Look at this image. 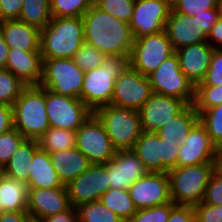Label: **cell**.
I'll return each mask as SVG.
<instances>
[{
    "label": "cell",
    "instance_id": "obj_1",
    "mask_svg": "<svg viewBox=\"0 0 222 222\" xmlns=\"http://www.w3.org/2000/svg\"><path fill=\"white\" fill-rule=\"evenodd\" d=\"M85 43L106 56L129 58L134 38L129 23L93 6L82 16Z\"/></svg>",
    "mask_w": 222,
    "mask_h": 222
},
{
    "label": "cell",
    "instance_id": "obj_2",
    "mask_svg": "<svg viewBox=\"0 0 222 222\" xmlns=\"http://www.w3.org/2000/svg\"><path fill=\"white\" fill-rule=\"evenodd\" d=\"M84 43L82 17H52L41 29L42 59L73 58Z\"/></svg>",
    "mask_w": 222,
    "mask_h": 222
},
{
    "label": "cell",
    "instance_id": "obj_3",
    "mask_svg": "<svg viewBox=\"0 0 222 222\" xmlns=\"http://www.w3.org/2000/svg\"><path fill=\"white\" fill-rule=\"evenodd\" d=\"M13 128L26 139L38 140L50 128L45 88L26 86L13 106Z\"/></svg>",
    "mask_w": 222,
    "mask_h": 222
},
{
    "label": "cell",
    "instance_id": "obj_4",
    "mask_svg": "<svg viewBox=\"0 0 222 222\" xmlns=\"http://www.w3.org/2000/svg\"><path fill=\"white\" fill-rule=\"evenodd\" d=\"M128 65V58L107 56L100 67L85 71L81 100L93 113L111 104L115 82Z\"/></svg>",
    "mask_w": 222,
    "mask_h": 222
},
{
    "label": "cell",
    "instance_id": "obj_5",
    "mask_svg": "<svg viewBox=\"0 0 222 222\" xmlns=\"http://www.w3.org/2000/svg\"><path fill=\"white\" fill-rule=\"evenodd\" d=\"M167 175L171 201L175 205L196 206L203 201L213 175L212 163L176 167L169 170Z\"/></svg>",
    "mask_w": 222,
    "mask_h": 222
},
{
    "label": "cell",
    "instance_id": "obj_6",
    "mask_svg": "<svg viewBox=\"0 0 222 222\" xmlns=\"http://www.w3.org/2000/svg\"><path fill=\"white\" fill-rule=\"evenodd\" d=\"M103 123L114 148L132 150L142 133L139 112L134 109L105 105L95 112Z\"/></svg>",
    "mask_w": 222,
    "mask_h": 222
},
{
    "label": "cell",
    "instance_id": "obj_7",
    "mask_svg": "<svg viewBox=\"0 0 222 222\" xmlns=\"http://www.w3.org/2000/svg\"><path fill=\"white\" fill-rule=\"evenodd\" d=\"M180 144L179 140L160 139L155 132L142 131L132 151L149 172L167 174L176 168Z\"/></svg>",
    "mask_w": 222,
    "mask_h": 222
},
{
    "label": "cell",
    "instance_id": "obj_8",
    "mask_svg": "<svg viewBox=\"0 0 222 222\" xmlns=\"http://www.w3.org/2000/svg\"><path fill=\"white\" fill-rule=\"evenodd\" d=\"M85 71L72 58L43 59L40 87L59 95L80 98Z\"/></svg>",
    "mask_w": 222,
    "mask_h": 222
},
{
    "label": "cell",
    "instance_id": "obj_9",
    "mask_svg": "<svg viewBox=\"0 0 222 222\" xmlns=\"http://www.w3.org/2000/svg\"><path fill=\"white\" fill-rule=\"evenodd\" d=\"M174 52L165 30H163L134 39L128 63L142 75L148 76Z\"/></svg>",
    "mask_w": 222,
    "mask_h": 222
},
{
    "label": "cell",
    "instance_id": "obj_10",
    "mask_svg": "<svg viewBox=\"0 0 222 222\" xmlns=\"http://www.w3.org/2000/svg\"><path fill=\"white\" fill-rule=\"evenodd\" d=\"M75 147L91 164H106L114 158L117 151L95 113H92L76 131Z\"/></svg>",
    "mask_w": 222,
    "mask_h": 222
},
{
    "label": "cell",
    "instance_id": "obj_11",
    "mask_svg": "<svg viewBox=\"0 0 222 222\" xmlns=\"http://www.w3.org/2000/svg\"><path fill=\"white\" fill-rule=\"evenodd\" d=\"M152 91L171 96L193 104L195 86L179 67V59L174 52L159 67L148 75Z\"/></svg>",
    "mask_w": 222,
    "mask_h": 222
},
{
    "label": "cell",
    "instance_id": "obj_12",
    "mask_svg": "<svg viewBox=\"0 0 222 222\" xmlns=\"http://www.w3.org/2000/svg\"><path fill=\"white\" fill-rule=\"evenodd\" d=\"M46 111L52 128L77 131L93 113L80 98L59 95L45 88Z\"/></svg>",
    "mask_w": 222,
    "mask_h": 222
},
{
    "label": "cell",
    "instance_id": "obj_13",
    "mask_svg": "<svg viewBox=\"0 0 222 222\" xmlns=\"http://www.w3.org/2000/svg\"><path fill=\"white\" fill-rule=\"evenodd\" d=\"M172 9V0H135L129 22L133 38L156 34L165 30Z\"/></svg>",
    "mask_w": 222,
    "mask_h": 222
},
{
    "label": "cell",
    "instance_id": "obj_14",
    "mask_svg": "<svg viewBox=\"0 0 222 222\" xmlns=\"http://www.w3.org/2000/svg\"><path fill=\"white\" fill-rule=\"evenodd\" d=\"M152 93L148 76L128 65L115 82L111 105L138 111Z\"/></svg>",
    "mask_w": 222,
    "mask_h": 222
},
{
    "label": "cell",
    "instance_id": "obj_15",
    "mask_svg": "<svg viewBox=\"0 0 222 222\" xmlns=\"http://www.w3.org/2000/svg\"><path fill=\"white\" fill-rule=\"evenodd\" d=\"M71 206L100 200L109 189L108 164L90 167L66 185Z\"/></svg>",
    "mask_w": 222,
    "mask_h": 222
},
{
    "label": "cell",
    "instance_id": "obj_16",
    "mask_svg": "<svg viewBox=\"0 0 222 222\" xmlns=\"http://www.w3.org/2000/svg\"><path fill=\"white\" fill-rule=\"evenodd\" d=\"M188 105L183 99L153 92L138 110L142 131L157 133L161 127L181 113Z\"/></svg>",
    "mask_w": 222,
    "mask_h": 222
},
{
    "label": "cell",
    "instance_id": "obj_17",
    "mask_svg": "<svg viewBox=\"0 0 222 222\" xmlns=\"http://www.w3.org/2000/svg\"><path fill=\"white\" fill-rule=\"evenodd\" d=\"M137 210L171 202L169 178L166 173L149 172L128 189Z\"/></svg>",
    "mask_w": 222,
    "mask_h": 222
},
{
    "label": "cell",
    "instance_id": "obj_18",
    "mask_svg": "<svg viewBox=\"0 0 222 222\" xmlns=\"http://www.w3.org/2000/svg\"><path fill=\"white\" fill-rule=\"evenodd\" d=\"M109 189H124L146 176L149 171L132 150L116 151L108 163Z\"/></svg>",
    "mask_w": 222,
    "mask_h": 222
},
{
    "label": "cell",
    "instance_id": "obj_19",
    "mask_svg": "<svg viewBox=\"0 0 222 222\" xmlns=\"http://www.w3.org/2000/svg\"><path fill=\"white\" fill-rule=\"evenodd\" d=\"M215 149L216 146L211 142L206 129L198 121L179 146L176 167L211 163Z\"/></svg>",
    "mask_w": 222,
    "mask_h": 222
},
{
    "label": "cell",
    "instance_id": "obj_20",
    "mask_svg": "<svg viewBox=\"0 0 222 222\" xmlns=\"http://www.w3.org/2000/svg\"><path fill=\"white\" fill-rule=\"evenodd\" d=\"M71 207L66 187L53 189L28 188L27 213L33 218H46Z\"/></svg>",
    "mask_w": 222,
    "mask_h": 222
},
{
    "label": "cell",
    "instance_id": "obj_21",
    "mask_svg": "<svg viewBox=\"0 0 222 222\" xmlns=\"http://www.w3.org/2000/svg\"><path fill=\"white\" fill-rule=\"evenodd\" d=\"M214 50L208 42H202L175 51L181 71L194 86L204 80Z\"/></svg>",
    "mask_w": 222,
    "mask_h": 222
},
{
    "label": "cell",
    "instance_id": "obj_22",
    "mask_svg": "<svg viewBox=\"0 0 222 222\" xmlns=\"http://www.w3.org/2000/svg\"><path fill=\"white\" fill-rule=\"evenodd\" d=\"M165 32L174 51L188 45L207 42L206 35L194 17L175 12L173 9L166 21Z\"/></svg>",
    "mask_w": 222,
    "mask_h": 222
},
{
    "label": "cell",
    "instance_id": "obj_23",
    "mask_svg": "<svg viewBox=\"0 0 222 222\" xmlns=\"http://www.w3.org/2000/svg\"><path fill=\"white\" fill-rule=\"evenodd\" d=\"M43 59L40 51L9 48L6 69L26 86H38L42 79Z\"/></svg>",
    "mask_w": 222,
    "mask_h": 222
},
{
    "label": "cell",
    "instance_id": "obj_24",
    "mask_svg": "<svg viewBox=\"0 0 222 222\" xmlns=\"http://www.w3.org/2000/svg\"><path fill=\"white\" fill-rule=\"evenodd\" d=\"M0 30L9 48L40 51L41 30L37 27L19 20H4L0 22Z\"/></svg>",
    "mask_w": 222,
    "mask_h": 222
},
{
    "label": "cell",
    "instance_id": "obj_25",
    "mask_svg": "<svg viewBox=\"0 0 222 222\" xmlns=\"http://www.w3.org/2000/svg\"><path fill=\"white\" fill-rule=\"evenodd\" d=\"M52 165L64 185L87 170L91 163L76 147L50 153Z\"/></svg>",
    "mask_w": 222,
    "mask_h": 222
},
{
    "label": "cell",
    "instance_id": "obj_26",
    "mask_svg": "<svg viewBox=\"0 0 222 222\" xmlns=\"http://www.w3.org/2000/svg\"><path fill=\"white\" fill-rule=\"evenodd\" d=\"M28 188L53 189L66 187L53 168L50 155L38 148L30 166Z\"/></svg>",
    "mask_w": 222,
    "mask_h": 222
},
{
    "label": "cell",
    "instance_id": "obj_27",
    "mask_svg": "<svg viewBox=\"0 0 222 222\" xmlns=\"http://www.w3.org/2000/svg\"><path fill=\"white\" fill-rule=\"evenodd\" d=\"M38 148L37 140L25 139L0 172L11 179L20 180L27 184L34 152Z\"/></svg>",
    "mask_w": 222,
    "mask_h": 222
},
{
    "label": "cell",
    "instance_id": "obj_28",
    "mask_svg": "<svg viewBox=\"0 0 222 222\" xmlns=\"http://www.w3.org/2000/svg\"><path fill=\"white\" fill-rule=\"evenodd\" d=\"M28 186L25 182L11 179L0 172V213L27 211Z\"/></svg>",
    "mask_w": 222,
    "mask_h": 222
},
{
    "label": "cell",
    "instance_id": "obj_29",
    "mask_svg": "<svg viewBox=\"0 0 222 222\" xmlns=\"http://www.w3.org/2000/svg\"><path fill=\"white\" fill-rule=\"evenodd\" d=\"M199 121V116L194 106L188 105L181 113L161 127L157 134L160 139L179 140L183 142L193 126Z\"/></svg>",
    "mask_w": 222,
    "mask_h": 222
},
{
    "label": "cell",
    "instance_id": "obj_30",
    "mask_svg": "<svg viewBox=\"0 0 222 222\" xmlns=\"http://www.w3.org/2000/svg\"><path fill=\"white\" fill-rule=\"evenodd\" d=\"M38 146L48 154L74 148L76 131L50 127L38 140Z\"/></svg>",
    "mask_w": 222,
    "mask_h": 222
},
{
    "label": "cell",
    "instance_id": "obj_31",
    "mask_svg": "<svg viewBox=\"0 0 222 222\" xmlns=\"http://www.w3.org/2000/svg\"><path fill=\"white\" fill-rule=\"evenodd\" d=\"M79 222H128L107 208L100 200L75 206Z\"/></svg>",
    "mask_w": 222,
    "mask_h": 222
},
{
    "label": "cell",
    "instance_id": "obj_32",
    "mask_svg": "<svg viewBox=\"0 0 222 222\" xmlns=\"http://www.w3.org/2000/svg\"><path fill=\"white\" fill-rule=\"evenodd\" d=\"M51 18L50 0H24L18 20L41 30Z\"/></svg>",
    "mask_w": 222,
    "mask_h": 222
},
{
    "label": "cell",
    "instance_id": "obj_33",
    "mask_svg": "<svg viewBox=\"0 0 222 222\" xmlns=\"http://www.w3.org/2000/svg\"><path fill=\"white\" fill-rule=\"evenodd\" d=\"M100 201L112 212L127 221L137 211L128 190L110 188L101 196Z\"/></svg>",
    "mask_w": 222,
    "mask_h": 222
},
{
    "label": "cell",
    "instance_id": "obj_34",
    "mask_svg": "<svg viewBox=\"0 0 222 222\" xmlns=\"http://www.w3.org/2000/svg\"><path fill=\"white\" fill-rule=\"evenodd\" d=\"M199 122L204 126L216 147H222V104L204 110L198 114Z\"/></svg>",
    "mask_w": 222,
    "mask_h": 222
},
{
    "label": "cell",
    "instance_id": "obj_35",
    "mask_svg": "<svg viewBox=\"0 0 222 222\" xmlns=\"http://www.w3.org/2000/svg\"><path fill=\"white\" fill-rule=\"evenodd\" d=\"M94 0H50L52 17H82Z\"/></svg>",
    "mask_w": 222,
    "mask_h": 222
},
{
    "label": "cell",
    "instance_id": "obj_36",
    "mask_svg": "<svg viewBox=\"0 0 222 222\" xmlns=\"http://www.w3.org/2000/svg\"><path fill=\"white\" fill-rule=\"evenodd\" d=\"M26 85L6 68H0V103L13 106Z\"/></svg>",
    "mask_w": 222,
    "mask_h": 222
},
{
    "label": "cell",
    "instance_id": "obj_37",
    "mask_svg": "<svg viewBox=\"0 0 222 222\" xmlns=\"http://www.w3.org/2000/svg\"><path fill=\"white\" fill-rule=\"evenodd\" d=\"M222 104V84L219 86H195L193 106L197 113Z\"/></svg>",
    "mask_w": 222,
    "mask_h": 222
},
{
    "label": "cell",
    "instance_id": "obj_38",
    "mask_svg": "<svg viewBox=\"0 0 222 222\" xmlns=\"http://www.w3.org/2000/svg\"><path fill=\"white\" fill-rule=\"evenodd\" d=\"M93 4L115 18L129 23L134 12L135 0H94Z\"/></svg>",
    "mask_w": 222,
    "mask_h": 222
},
{
    "label": "cell",
    "instance_id": "obj_39",
    "mask_svg": "<svg viewBox=\"0 0 222 222\" xmlns=\"http://www.w3.org/2000/svg\"><path fill=\"white\" fill-rule=\"evenodd\" d=\"M107 56L96 47L84 43L72 58L83 71L100 67Z\"/></svg>",
    "mask_w": 222,
    "mask_h": 222
},
{
    "label": "cell",
    "instance_id": "obj_40",
    "mask_svg": "<svg viewBox=\"0 0 222 222\" xmlns=\"http://www.w3.org/2000/svg\"><path fill=\"white\" fill-rule=\"evenodd\" d=\"M174 206L175 204L171 201L160 206L139 209L128 222H167Z\"/></svg>",
    "mask_w": 222,
    "mask_h": 222
},
{
    "label": "cell",
    "instance_id": "obj_41",
    "mask_svg": "<svg viewBox=\"0 0 222 222\" xmlns=\"http://www.w3.org/2000/svg\"><path fill=\"white\" fill-rule=\"evenodd\" d=\"M25 139L15 128L0 134V171Z\"/></svg>",
    "mask_w": 222,
    "mask_h": 222
},
{
    "label": "cell",
    "instance_id": "obj_42",
    "mask_svg": "<svg viewBox=\"0 0 222 222\" xmlns=\"http://www.w3.org/2000/svg\"><path fill=\"white\" fill-rule=\"evenodd\" d=\"M217 0H172V9L175 12L194 17L204 10L216 8Z\"/></svg>",
    "mask_w": 222,
    "mask_h": 222
},
{
    "label": "cell",
    "instance_id": "obj_43",
    "mask_svg": "<svg viewBox=\"0 0 222 222\" xmlns=\"http://www.w3.org/2000/svg\"><path fill=\"white\" fill-rule=\"evenodd\" d=\"M222 84V48H215L204 80L196 86H219Z\"/></svg>",
    "mask_w": 222,
    "mask_h": 222
},
{
    "label": "cell",
    "instance_id": "obj_44",
    "mask_svg": "<svg viewBox=\"0 0 222 222\" xmlns=\"http://www.w3.org/2000/svg\"><path fill=\"white\" fill-rule=\"evenodd\" d=\"M195 222H222V205L199 203L194 206Z\"/></svg>",
    "mask_w": 222,
    "mask_h": 222
},
{
    "label": "cell",
    "instance_id": "obj_45",
    "mask_svg": "<svg viewBox=\"0 0 222 222\" xmlns=\"http://www.w3.org/2000/svg\"><path fill=\"white\" fill-rule=\"evenodd\" d=\"M202 203L222 205V179L214 175L209 179Z\"/></svg>",
    "mask_w": 222,
    "mask_h": 222
},
{
    "label": "cell",
    "instance_id": "obj_46",
    "mask_svg": "<svg viewBox=\"0 0 222 222\" xmlns=\"http://www.w3.org/2000/svg\"><path fill=\"white\" fill-rule=\"evenodd\" d=\"M24 0H0V22L18 20Z\"/></svg>",
    "mask_w": 222,
    "mask_h": 222
},
{
    "label": "cell",
    "instance_id": "obj_47",
    "mask_svg": "<svg viewBox=\"0 0 222 222\" xmlns=\"http://www.w3.org/2000/svg\"><path fill=\"white\" fill-rule=\"evenodd\" d=\"M167 222H195L194 206L175 205Z\"/></svg>",
    "mask_w": 222,
    "mask_h": 222
},
{
    "label": "cell",
    "instance_id": "obj_48",
    "mask_svg": "<svg viewBox=\"0 0 222 222\" xmlns=\"http://www.w3.org/2000/svg\"><path fill=\"white\" fill-rule=\"evenodd\" d=\"M194 18L206 36L219 19L216 8L204 10L203 13L195 15Z\"/></svg>",
    "mask_w": 222,
    "mask_h": 222
},
{
    "label": "cell",
    "instance_id": "obj_49",
    "mask_svg": "<svg viewBox=\"0 0 222 222\" xmlns=\"http://www.w3.org/2000/svg\"><path fill=\"white\" fill-rule=\"evenodd\" d=\"M13 129V108L0 103V134Z\"/></svg>",
    "mask_w": 222,
    "mask_h": 222
},
{
    "label": "cell",
    "instance_id": "obj_50",
    "mask_svg": "<svg viewBox=\"0 0 222 222\" xmlns=\"http://www.w3.org/2000/svg\"><path fill=\"white\" fill-rule=\"evenodd\" d=\"M207 42L213 48H222V19L219 18L216 24L210 29L206 36Z\"/></svg>",
    "mask_w": 222,
    "mask_h": 222
},
{
    "label": "cell",
    "instance_id": "obj_51",
    "mask_svg": "<svg viewBox=\"0 0 222 222\" xmlns=\"http://www.w3.org/2000/svg\"><path fill=\"white\" fill-rule=\"evenodd\" d=\"M42 222H79L75 207L71 206L68 210L41 219Z\"/></svg>",
    "mask_w": 222,
    "mask_h": 222
},
{
    "label": "cell",
    "instance_id": "obj_52",
    "mask_svg": "<svg viewBox=\"0 0 222 222\" xmlns=\"http://www.w3.org/2000/svg\"><path fill=\"white\" fill-rule=\"evenodd\" d=\"M29 217L27 211H4L0 213V222H26Z\"/></svg>",
    "mask_w": 222,
    "mask_h": 222
},
{
    "label": "cell",
    "instance_id": "obj_53",
    "mask_svg": "<svg viewBox=\"0 0 222 222\" xmlns=\"http://www.w3.org/2000/svg\"><path fill=\"white\" fill-rule=\"evenodd\" d=\"M211 163L213 175L222 179V147H216Z\"/></svg>",
    "mask_w": 222,
    "mask_h": 222
},
{
    "label": "cell",
    "instance_id": "obj_54",
    "mask_svg": "<svg viewBox=\"0 0 222 222\" xmlns=\"http://www.w3.org/2000/svg\"><path fill=\"white\" fill-rule=\"evenodd\" d=\"M9 47L5 42L2 31L0 30V68H6Z\"/></svg>",
    "mask_w": 222,
    "mask_h": 222
},
{
    "label": "cell",
    "instance_id": "obj_55",
    "mask_svg": "<svg viewBox=\"0 0 222 222\" xmlns=\"http://www.w3.org/2000/svg\"><path fill=\"white\" fill-rule=\"evenodd\" d=\"M216 9L218 17L222 19V0H217Z\"/></svg>",
    "mask_w": 222,
    "mask_h": 222
},
{
    "label": "cell",
    "instance_id": "obj_56",
    "mask_svg": "<svg viewBox=\"0 0 222 222\" xmlns=\"http://www.w3.org/2000/svg\"><path fill=\"white\" fill-rule=\"evenodd\" d=\"M26 222H42L41 219L29 217Z\"/></svg>",
    "mask_w": 222,
    "mask_h": 222
}]
</instances>
